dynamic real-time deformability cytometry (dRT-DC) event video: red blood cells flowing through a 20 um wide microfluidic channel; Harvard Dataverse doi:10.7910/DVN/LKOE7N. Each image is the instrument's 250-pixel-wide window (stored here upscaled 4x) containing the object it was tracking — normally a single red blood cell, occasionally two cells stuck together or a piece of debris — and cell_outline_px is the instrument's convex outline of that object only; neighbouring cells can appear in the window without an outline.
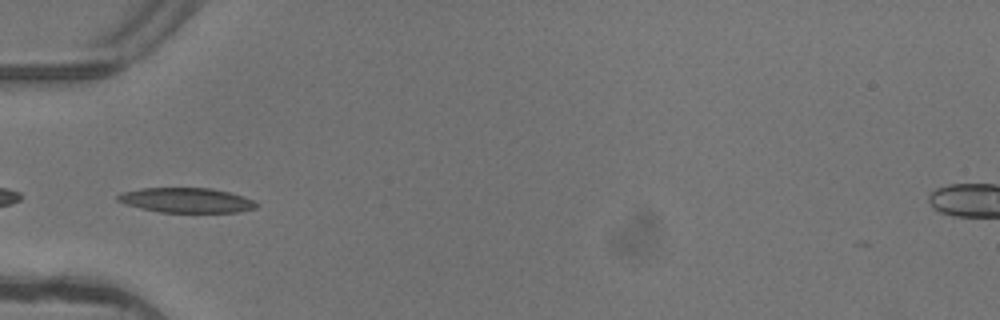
{"species": "common noctule bat (a hibernating species)", "species_latin": "Nyctalus noctula", "temperature_condition": "warm", "stored_images_in_passage": 3, "camera_frame_rate_fps": 3000, "um_per_image_px": 0.085, "animal": {"sex": "female"}, "frame": {"image": 1, "passage_image": 3, "time_ms": 0.667, "image_size_px": [1000, 320], "cell_outline_px": [[260, 204], [256, 208], [240, 212], [160, 212], [140, 208], [116, 200], [116, 196], [120, 192], [140, 188], [212, 188], [244, 196]], "centroid_in_image_um": [15.85, 17.01], "position_along_channel_um": 69.1, "area_um2": 20.11}}